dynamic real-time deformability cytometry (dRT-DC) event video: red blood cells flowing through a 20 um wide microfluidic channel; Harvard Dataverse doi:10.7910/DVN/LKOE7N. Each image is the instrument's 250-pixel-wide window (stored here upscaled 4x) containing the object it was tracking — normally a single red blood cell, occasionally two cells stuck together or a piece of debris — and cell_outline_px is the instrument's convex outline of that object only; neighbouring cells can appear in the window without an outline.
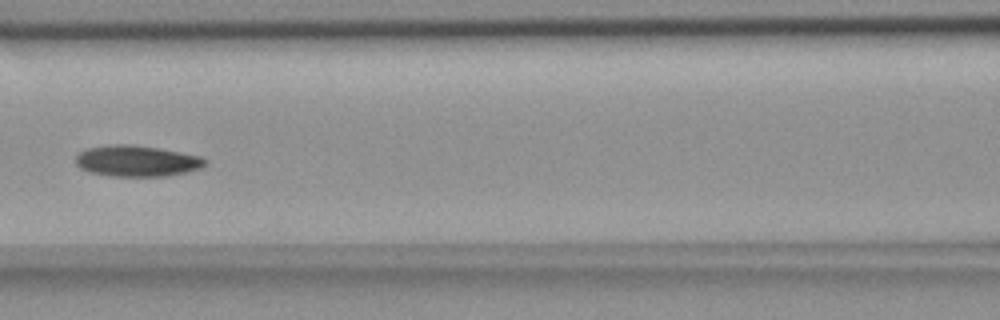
{"species": "common noctule bat (a hibernating species)", "species_latin": "Nyctalus noctula", "temperature_condition": "room temperature", "stored_images_in_passage": 9, "camera_frame_rate_fps": 3000, "um_per_image_px": 0.085, "animal": {"sex": "female", "body_mass_g": 18.4}, "frame": {"image": 1, "passage_image": 7, "time_ms": 2.0, "image_size_px": [1000, 320], "cell_outline_px": [[208, 164], [204, 168], [188, 172], [168, 176], [108, 176], [88, 172], [80, 168], [76, 164], [76, 156], [80, 152], [88, 148], [116, 144], [128, 144], [160, 148], [200, 156], [208, 160]], "centroid_in_image_um": [11.68, 13.69], "position_along_channel_um": 154.9, "area_um2": 23.7}}
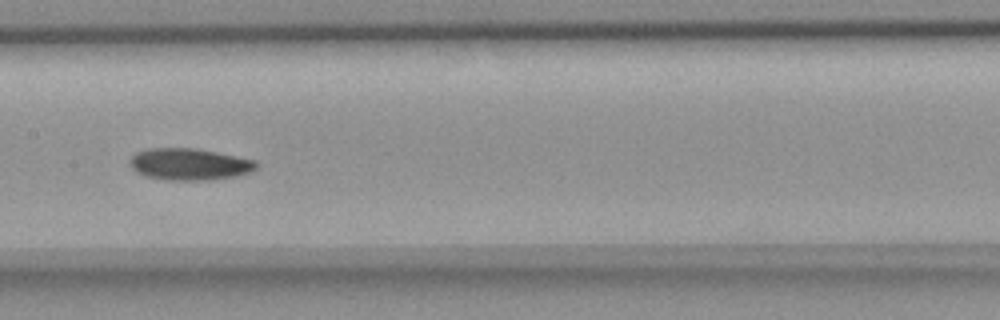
{"frame": {"image": 2, "passage_image": 8, "time_ms": 2.333, "image_size_px": [1000, 320], "cell_outline_px": [[256, 168], [248, 172], [236, 176], [212, 180], [168, 180], [144, 176], [136, 172], [132, 168], [128, 160], [136, 152], [148, 148], [196, 148], [256, 160]], "centroid_in_image_um": [16.05, 13.96], "position_along_channel_um": 191.3, "area_um2": 23.47}}
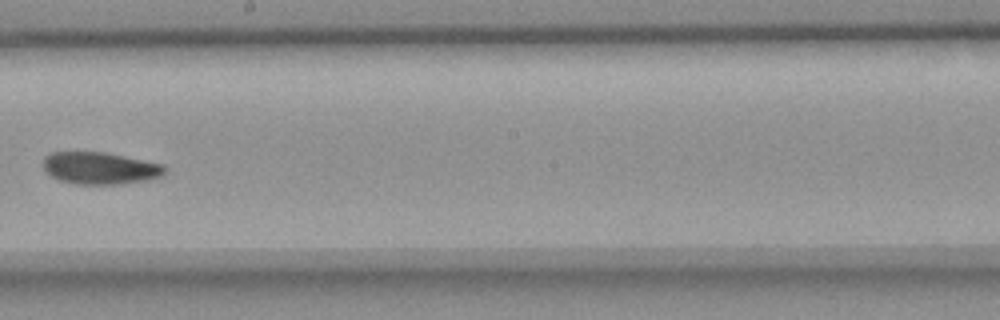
{"frame": {"image": 3, "passage_image": 9, "time_ms": 2.667, "image_size_px": [1000, 320], "cell_outline_px": [[168, 168], [160, 176], [148, 180], [120, 184], [76, 184], [60, 180], [52, 176], [44, 168], [44, 156], [52, 152], [104, 152], [164, 164]], "centroid_in_image_um": [8.53, 14.29], "position_along_channel_um": 239.7, "area_um2": 22.66}}